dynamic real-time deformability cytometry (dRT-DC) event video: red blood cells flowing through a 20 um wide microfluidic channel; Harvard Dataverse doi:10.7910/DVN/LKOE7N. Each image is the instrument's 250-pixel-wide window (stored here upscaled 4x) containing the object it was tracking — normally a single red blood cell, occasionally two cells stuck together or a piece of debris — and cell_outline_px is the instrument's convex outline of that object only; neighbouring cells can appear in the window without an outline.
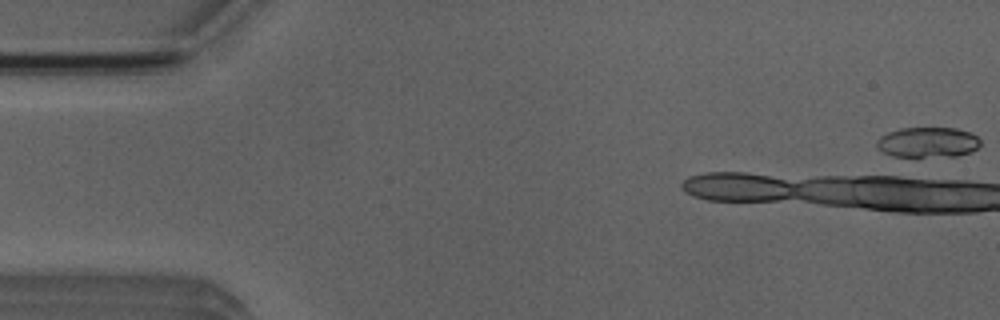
{"species": "Egyptian fruit bat (a non-hibernating species)", "species_latin": "Rousettus aegyptiacus", "temperature_condition": "room temperature", "stored_images_in_passage": 1, "camera_frame_rate_fps": 3000, "um_per_image_px": 0.085, "animal": {"sex": "male"}, "frame": {"image": 1, "passage_image": 1, "time_ms": 0.0, "image_size_px": [1000, 320], "cell_outline_px": [[980, 144], [972, 152], [956, 156], [916, 160], [900, 160], [884, 152], [876, 144], [876, 140], [880, 136], [888, 132], [900, 128], [956, 128], [972, 132], [980, 140]], "centroid_in_image_um": [78.83, 12.16], "position_along_channel_um": 6.2, "area_um2": 19.42}}